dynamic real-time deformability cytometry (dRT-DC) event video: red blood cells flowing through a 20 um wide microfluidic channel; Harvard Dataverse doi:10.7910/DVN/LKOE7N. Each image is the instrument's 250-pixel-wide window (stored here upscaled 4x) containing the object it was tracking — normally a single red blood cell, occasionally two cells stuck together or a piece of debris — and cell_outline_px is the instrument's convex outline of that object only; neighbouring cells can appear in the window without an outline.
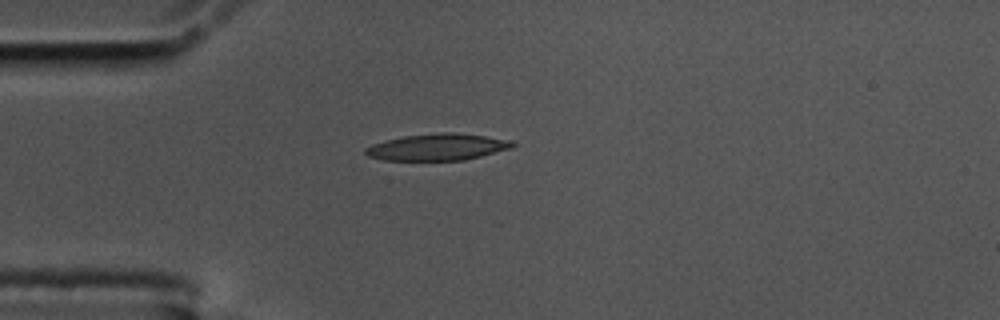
{"species": "common noctule bat (a hibernating species)", "species_latin": "Nyctalus noctula", "temperature_condition": "cold", "stored_images_in_passage": 43, "camera_frame_rate_fps": 3000, "um_per_image_px": 0.085, "animal": {"sex": "male", "body_mass_g": 17.5, "forearm_length_mm": 52.3}, "frame": {"image": 1, "passage_image": 1, "time_ms": 0.0, "image_size_px": [1000, 320], "cell_outline_px": [[516, 144], [512, 148], [464, 160], [384, 160], [368, 156], [364, 152], [364, 148], [372, 144], [404, 136], [440, 132], [452, 132], [484, 136], [512, 140]], "centroid_in_image_um": [37.19, 12.5], "position_along_channel_um": 47.8, "area_um2": 22.72}}
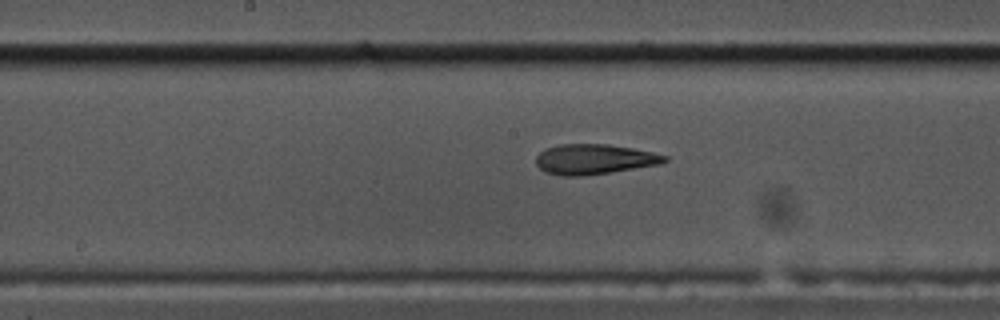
{"frame": {"image": 2, "passage_image": 15, "time_ms": 4.667, "image_size_px": [1000, 320], "cell_outline_px": [[668, 160], [660, 164], [608, 172], [580, 176], [564, 176], [544, 172], [536, 164], [536, 156], [540, 152], [548, 148], [560, 144], [608, 144], [632, 148], [652, 152], [668, 156]], "centroid_in_image_um": [50.49, 13.53], "position_along_channel_um": 197.7, "area_um2": 22.37}}
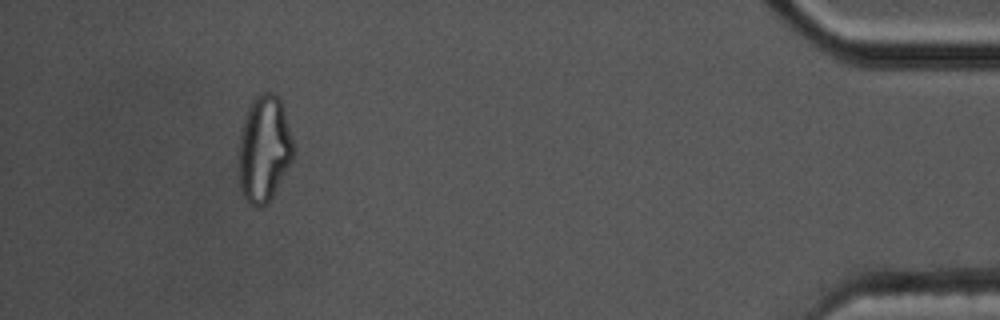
{"frame": {"image": 3, "passage_image": 39, "time_ms": 12.667, "image_size_px": [1000, 320], "cell_outline_px": [[292, 160], [268, 204], [256, 208], [240, 192], [240, 128], [248, 108], [252, 100], [256, 96], [264, 92], [272, 92], [280, 96], [284, 108], [292, 140]], "centroid_in_image_um": [22.45, 12.62], "position_along_channel_um": 412.8, "area_um2": 33.58}, "authors_computed_cell_mechanics": {"area_um2": 22.7154, "velocity_mm_per_s": 3.4827, "shape_relaxation_time_tau1_ms": null, "shape_relaxation_time_tau2_ms": 2.9613, "deformation_change_tau1": null, "deformation_change_tau2": 0.1236}}